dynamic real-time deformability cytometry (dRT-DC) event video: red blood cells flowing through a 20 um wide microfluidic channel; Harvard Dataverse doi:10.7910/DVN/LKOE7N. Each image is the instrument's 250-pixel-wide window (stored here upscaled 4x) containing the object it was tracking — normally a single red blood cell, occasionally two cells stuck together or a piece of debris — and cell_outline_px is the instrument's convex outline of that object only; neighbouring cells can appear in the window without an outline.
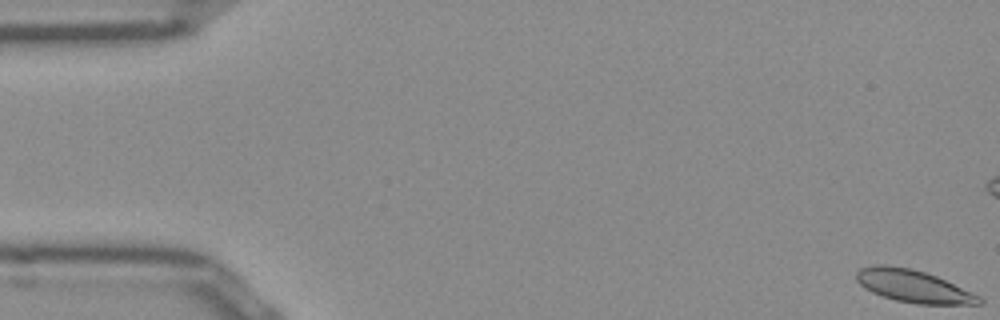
{"species": "Egyptian fruit bat (a non-hibernating species)", "species_latin": "Rousettus aegyptiacus", "temperature_condition": "room temperature", "stored_images_in_passage": 54, "camera_frame_rate_fps": 3000, "um_per_image_px": 0.085, "frame": {"image": 1, "passage_image": 1, "time_ms": 0.0, "image_size_px": [1000, 320], "cell_outline_px": [[984, 304], [920, 304], [896, 300], [872, 292], [864, 288], [856, 280], [856, 272], [860, 268], [872, 264], [888, 264], [912, 268], [936, 276], [980, 296], [984, 300]], "centroid_in_image_um": [77.61, 24.3], "position_along_channel_um": 7.4, "area_um2": 23.24}}
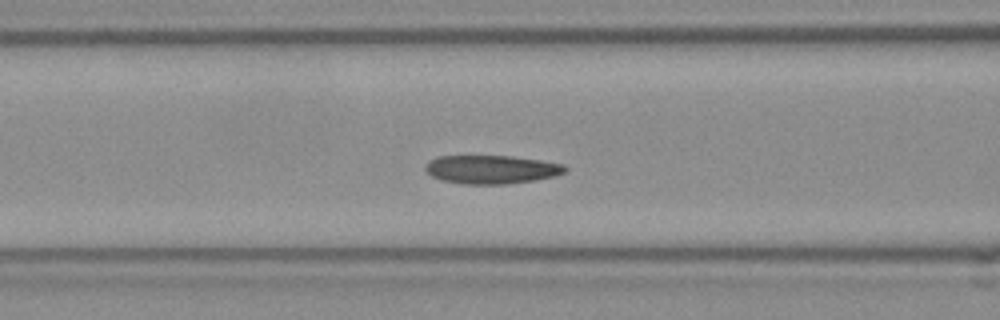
{"frame": {"image": 2, "passage_image": 21, "time_ms": 6.667, "image_size_px": [1000, 320], "cell_outline_px": [[568, 168], [564, 172], [552, 176], [532, 180], [508, 184], [464, 184], [440, 180], [432, 176], [424, 168], [428, 160], [436, 156], [512, 156], [540, 160], [564, 164]], "centroid_in_image_um": [41.73, 14.39], "position_along_channel_um": 124.9, "area_um2": 23.18}}
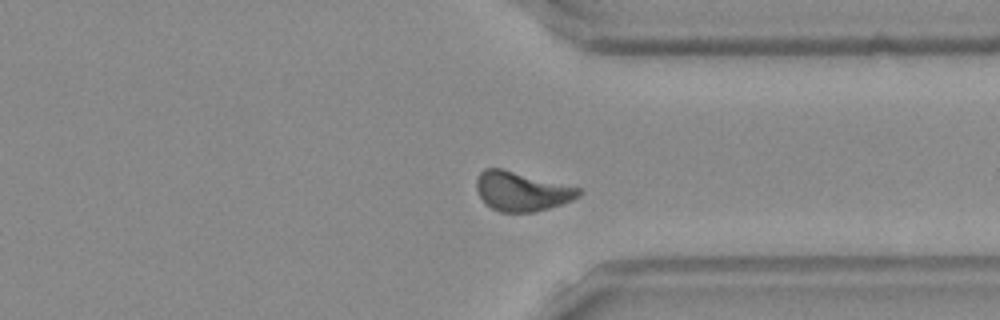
{"frame": {"image": 3, "passage_image": 40, "time_ms": 13.0, "image_size_px": [1000, 320], "cell_outline_px": [[580, 196], [572, 200], [548, 208], [532, 212], [500, 212], [492, 208], [480, 196], [476, 188], [476, 180], [480, 172], [484, 168], [500, 168], [580, 188]], "centroid_in_image_um": [44.32, 16.26], "position_along_channel_um": 367.1, "area_um2": 23.0}, "authors_computed_cell_mechanics": {"area_um2": 23.2067, "velocity_mm_per_s": 3.8448, "shape_relaxation_time_tau1_ms": 4.9153, "shape_relaxation_time_tau2_ms": 4.7896, "deformation_change_tau1": 0.1159, "deformation_change_tau2": 0.0774}}